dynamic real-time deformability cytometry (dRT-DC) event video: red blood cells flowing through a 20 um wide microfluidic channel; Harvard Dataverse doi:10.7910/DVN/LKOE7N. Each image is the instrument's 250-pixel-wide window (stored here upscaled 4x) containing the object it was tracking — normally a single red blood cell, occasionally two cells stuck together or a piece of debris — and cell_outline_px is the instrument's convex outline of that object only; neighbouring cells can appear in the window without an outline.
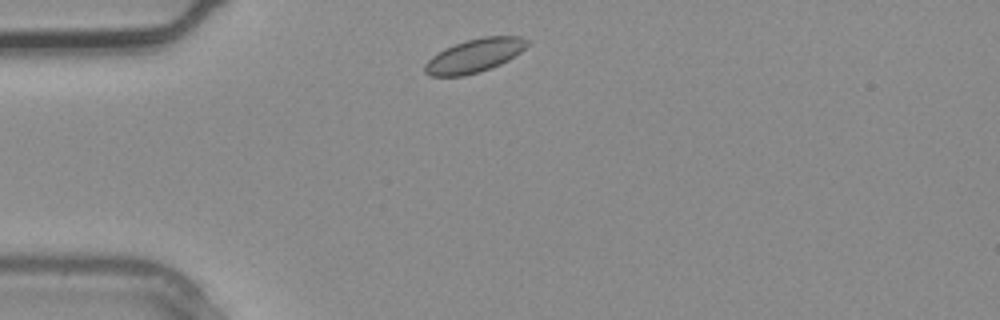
{"species": "common noctule bat (a hibernating species)", "species_latin": "Nyctalus noctula", "temperature_condition": "warm", "stored_images_in_passage": 1, "camera_frame_rate_fps": 3000, "um_per_image_px": 0.085, "animal": {"sex": "male", "body_mass_g": 20.4}, "frame": {"image": 1, "passage_image": 1, "time_ms": 0.0, "image_size_px": [1000, 320], "cell_outline_px": [[532, 40], [520, 52], [508, 60], [500, 64], [480, 72], [464, 76], [428, 76], [424, 72], [424, 64], [432, 56], [444, 48], [468, 40], [484, 36], [520, 36]], "centroid_in_image_um": [40.33, 4.73], "position_along_channel_um": 44.7, "area_um2": 20.06}}